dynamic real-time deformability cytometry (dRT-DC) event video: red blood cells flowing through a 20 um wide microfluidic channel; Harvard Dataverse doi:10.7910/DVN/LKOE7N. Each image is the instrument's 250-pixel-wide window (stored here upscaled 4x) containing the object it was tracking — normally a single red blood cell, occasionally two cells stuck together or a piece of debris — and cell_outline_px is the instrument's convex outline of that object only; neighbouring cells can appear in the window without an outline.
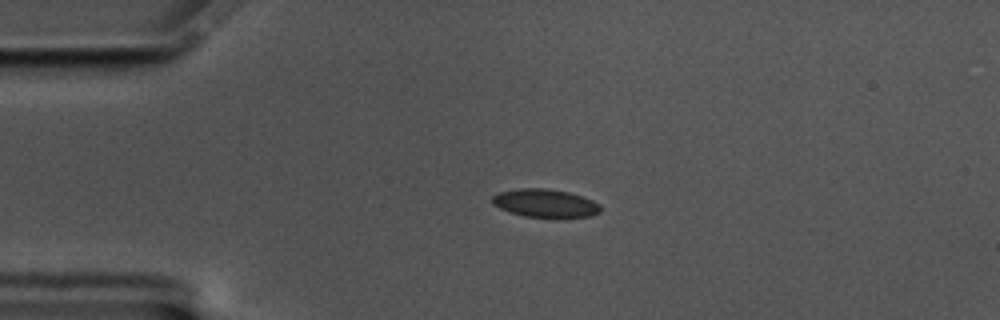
{"species": "common noctule bat (a hibernating species)", "species_latin": "Nyctalus noctula", "temperature_condition": "cold", "stored_images_in_passage": 46, "camera_frame_rate_fps": 3000, "um_per_image_px": 0.085, "animal": {"sex": "male", "body_mass_g": 17.5, "forearm_length_mm": 52.3}, "frame": {"image": 1, "passage_image": 1, "time_ms": 0.0, "image_size_px": [1000, 320], "cell_outline_px": [[600, 212], [592, 216], [524, 216], [500, 208], [492, 204], [492, 196], [500, 192], [520, 188], [544, 188], [568, 192], [592, 200], [600, 204]], "centroid_in_image_um": [46.33, 17.25], "position_along_channel_um": 38.7, "area_um2": 17.28}}
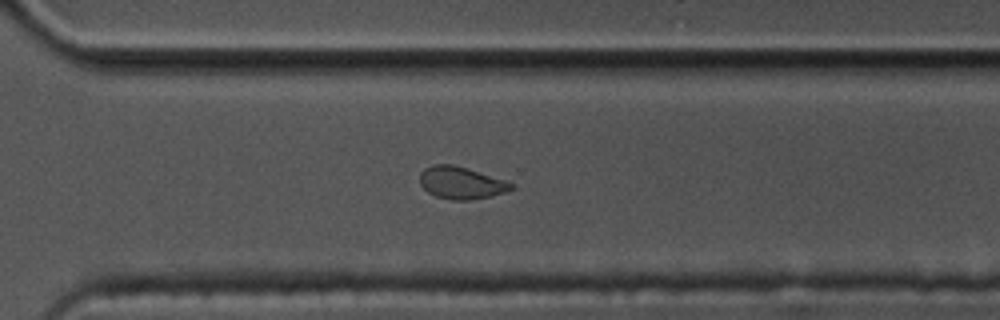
{"frame": {"image": 2, "passage_image": 29, "time_ms": 9.333, "image_size_px": [1000, 320], "cell_outline_px": [[516, 188], [492, 196], [468, 200], [452, 200], [436, 196], [428, 192], [420, 184], [420, 172], [424, 168], [432, 164], [452, 164], [468, 168], [516, 184]], "centroid_in_image_um": [39.21, 15.53], "position_along_channel_um": 331.4, "area_um2": 17.28}}
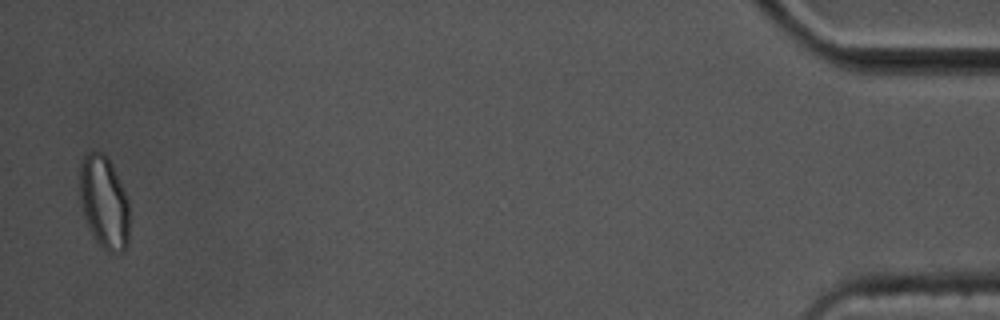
{"frame": {"image": 3, "passage_image": 45, "time_ms": 14.667, "image_size_px": [1000, 320], "cell_outline_px": [[128, 244], [124, 252], [112, 256], [96, 240], [88, 228], [84, 216], [80, 200], [80, 164], [84, 156], [88, 152], [104, 152], [108, 156], [112, 164], [128, 200]], "centroid_in_image_um": [8.85, 17.22], "position_along_channel_um": 426.4, "area_um2": 27.05}, "authors_computed_cell_mechanics": {"area_um2": 17.8602, "velocity_mm_per_s": 3.4493, "shape_relaxation_time_tau1_ms": null, "shape_relaxation_time_tau2_ms": 2.0557, "deformation_change_tau1": null, "deformation_change_tau2": 0.0577}}